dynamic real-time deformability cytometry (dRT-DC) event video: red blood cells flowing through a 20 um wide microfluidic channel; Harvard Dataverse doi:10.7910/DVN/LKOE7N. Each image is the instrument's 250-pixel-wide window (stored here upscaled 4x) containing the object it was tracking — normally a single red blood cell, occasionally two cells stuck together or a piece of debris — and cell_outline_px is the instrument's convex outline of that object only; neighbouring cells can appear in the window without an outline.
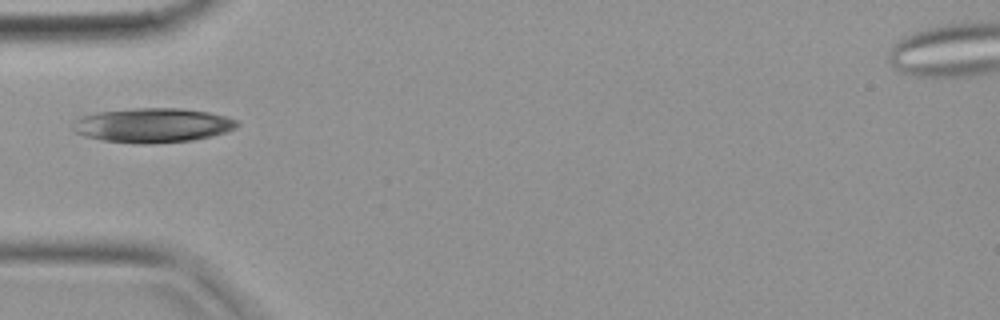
{"species": "common noctule bat (a hibernating species)", "species_latin": "Nyctalus noctula", "temperature_condition": "warm", "stored_images_in_passage": 3, "camera_frame_rate_fps": 3000, "um_per_image_px": 0.085, "animal": {"sex": "female", "body_mass_g": 19.9}, "frame": {"image": 1, "passage_image": 1, "time_ms": 0.0, "image_size_px": [1000, 320], "cell_outline_px": [[240, 124], [236, 128], [212, 136], [192, 140], [152, 144], [136, 144], [100, 140], [84, 136], [76, 132], [72, 128], [76, 120], [84, 116], [100, 112], [136, 108], [180, 108], [208, 112], [224, 116], [236, 120]], "centroid_in_image_um": [12.99, 10.66], "position_along_channel_um": 72.0, "area_um2": 32.83}}